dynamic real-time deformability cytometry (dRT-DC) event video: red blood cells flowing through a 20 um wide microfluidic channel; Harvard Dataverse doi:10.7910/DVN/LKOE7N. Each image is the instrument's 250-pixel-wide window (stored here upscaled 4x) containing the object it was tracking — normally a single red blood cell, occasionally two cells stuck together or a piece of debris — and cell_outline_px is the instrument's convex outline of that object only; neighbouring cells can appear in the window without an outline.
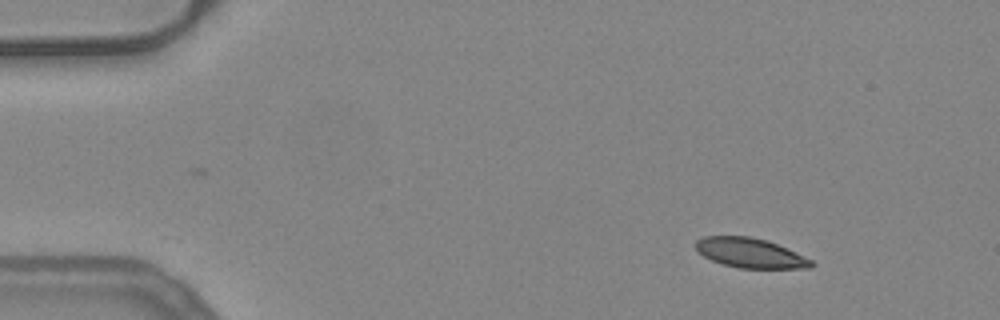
{"species": "common noctule bat (a hibernating species)", "species_latin": "Nyctalus noctula", "temperature_condition": "warm", "stored_images_in_passage": 47, "camera_frame_rate_fps": 3000, "um_per_image_px": 0.085, "animal": {"sex": "female", "body_mass_g": 24.6, "forearm_length_mm": 56.2}, "frame": {"image": 1, "passage_image": 1, "time_ms": 0.0, "image_size_px": [1000, 320], "cell_outline_px": [[816, 264], [812, 268], [740, 268], [724, 264], [712, 260], [704, 256], [696, 248], [696, 240], [704, 236], [748, 236], [764, 240], [776, 244], [804, 256], [812, 260]], "centroid_in_image_um": [63.78, 21.51], "position_along_channel_um": 21.2, "area_um2": 19.71}}
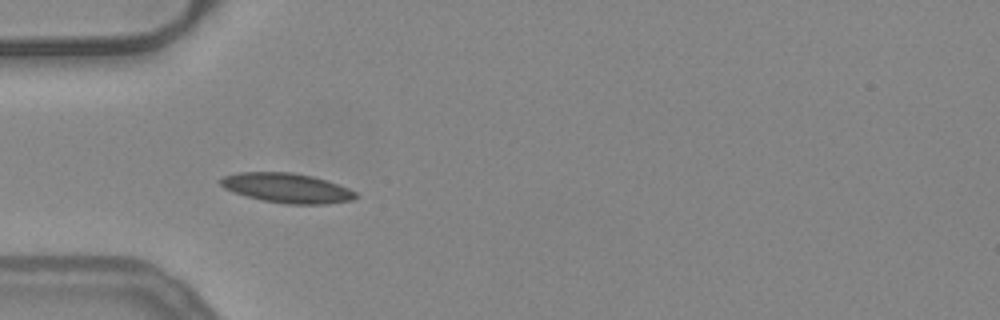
{"frame": {"image": 2, "passage_image": 11, "time_ms": 3.333, "image_size_px": [1000, 320], "cell_outline_px": [[360, 196], [352, 200], [324, 204], [288, 204], [264, 200], [232, 192], [224, 188], [220, 184], [220, 180], [224, 176], [240, 172], [292, 172], [312, 176], [348, 188], [356, 192]], "centroid_in_image_um": [24.39, 15.98], "position_along_channel_um": 60.6, "area_um2": 23.12}}
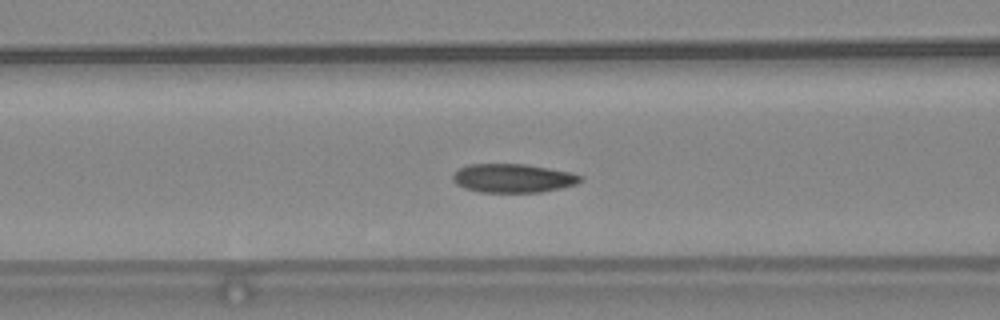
{"frame": {"image": 3, "passage_image": 16, "time_ms": 5.0, "image_size_px": [1000, 320], "cell_outline_px": [[584, 180], [576, 184], [560, 188], [540, 192], [480, 192], [464, 188], [456, 184], [452, 180], [452, 176], [460, 168], [468, 164], [524, 164], [572, 172], [584, 176]], "centroid_in_image_um": [43.63, 15.14], "position_along_channel_um": 123.0, "area_um2": 21.44}, "authors_computed_cell_mechanics": {"area_um2": 21.386, "velocity_mm_per_s": 3.8969, "shape_relaxation_time_tau1_ms": 4.3553, "shape_relaxation_time_tau2_ms": 2.6584, "deformation_change_tau1": 0.114, "deformation_change_tau2": 0.0683}}